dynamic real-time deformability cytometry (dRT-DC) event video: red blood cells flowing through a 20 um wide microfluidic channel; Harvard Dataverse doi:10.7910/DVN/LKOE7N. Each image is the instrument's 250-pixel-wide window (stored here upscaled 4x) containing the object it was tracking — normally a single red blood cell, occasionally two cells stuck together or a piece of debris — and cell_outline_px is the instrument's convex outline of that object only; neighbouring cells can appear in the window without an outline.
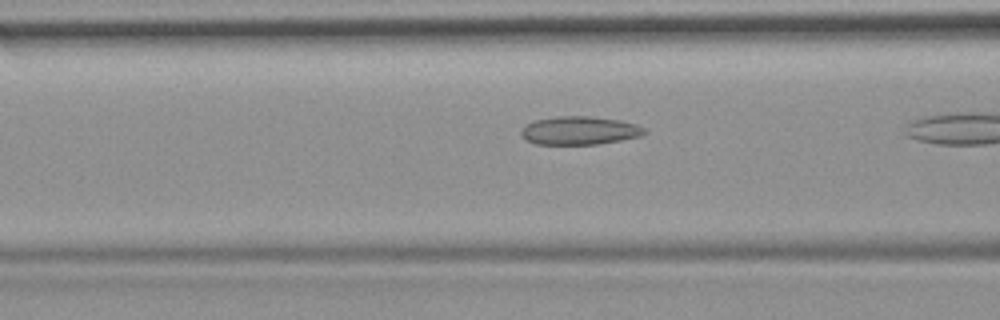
{"species": "common noctule bat (a hibernating species)", "species_latin": "Nyctalus noctula", "temperature_condition": "room temperature", "stored_images_in_passage": 7, "camera_frame_rate_fps": 3000, "um_per_image_px": 0.085, "animal": {"sex": "female", "body_mass_g": 19.9}, "frame": {"image": 1, "passage_image": 6, "time_ms": 1.667, "image_size_px": [1000, 320], "cell_outline_px": [[648, 132], [640, 136], [600, 144], [536, 144], [524, 140], [520, 136], [520, 132], [524, 124], [536, 120], [556, 116], [592, 116], [620, 120], [636, 124], [644, 128]], "centroid_in_image_um": [49.22, 11.09], "position_along_channel_um": 117.4, "area_um2": 20.58}}